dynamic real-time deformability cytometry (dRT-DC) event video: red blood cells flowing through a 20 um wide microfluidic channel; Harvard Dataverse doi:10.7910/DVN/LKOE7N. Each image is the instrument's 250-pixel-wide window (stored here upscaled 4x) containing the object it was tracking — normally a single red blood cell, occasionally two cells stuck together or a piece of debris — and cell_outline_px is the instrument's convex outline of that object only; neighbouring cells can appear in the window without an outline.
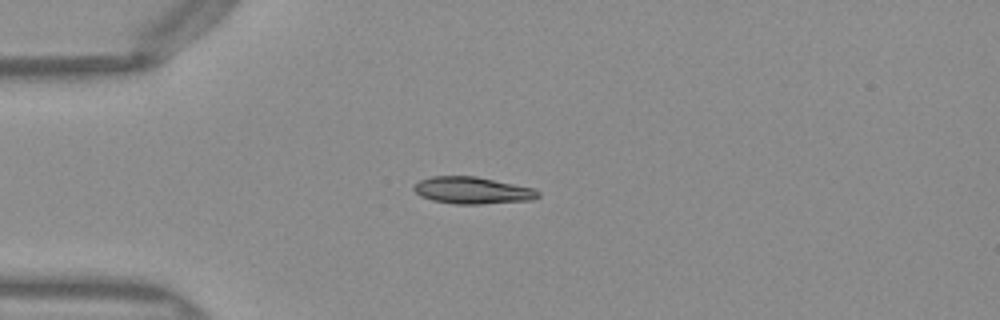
{"species": "Egyptian fruit bat (a non-hibernating species)", "species_latin": "Rousettus aegyptiacus", "temperature_condition": "warm", "stored_images_in_passage": 38, "camera_frame_rate_fps": 3000, "um_per_image_px": 0.085, "frame": {"image": 1, "passage_image": 1, "time_ms": 0.0, "image_size_px": [1000, 320], "cell_outline_px": [[540, 196], [532, 200], [480, 204], [456, 204], [432, 200], [420, 196], [412, 188], [420, 180], [432, 176], [476, 176], [532, 188], [540, 192]], "centroid_in_image_um": [40.15, 16.18], "position_along_channel_um": 44.9, "area_um2": 19.36}}
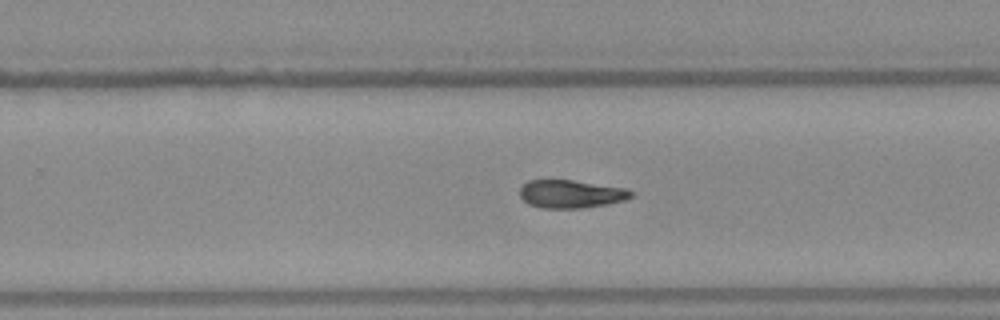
{"frame": {"image": 2, "passage_image": 20, "time_ms": 6.333, "image_size_px": [1000, 320], "cell_outline_px": [[632, 196], [624, 200], [584, 208], [540, 208], [528, 204], [520, 196], [520, 188], [528, 180], [572, 180], [624, 188], [632, 192]], "centroid_in_image_um": [48.48, 16.49], "position_along_channel_um": 281.3, "area_um2": 17.98}}
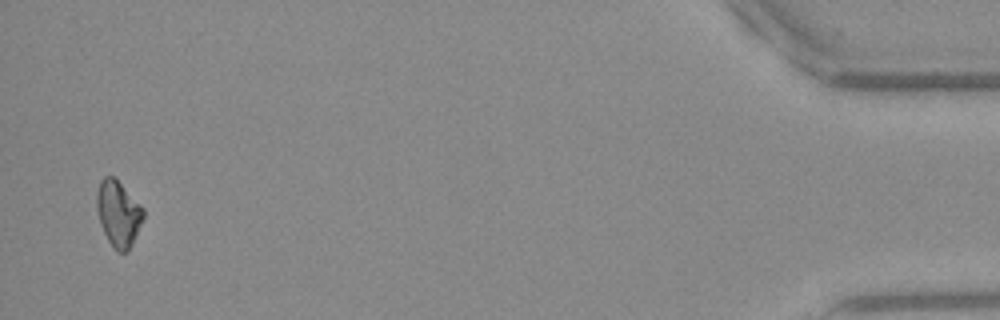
{"frame": {"image": 3, "passage_image": 37, "time_ms": 12.0, "image_size_px": [1000, 320], "cell_outline_px": [[144, 216], [132, 244], [124, 252], [116, 252], [108, 240], [100, 224], [96, 208], [96, 196], [100, 180], [104, 176], [112, 176], [144, 208]], "centroid_in_image_um": [10.04, 18.16], "position_along_channel_um": 425.2, "area_um2": 17.57}, "authors_computed_cell_mechanics": {"area_um2": 18.3226, "velocity_mm_per_s": 4.0341, "shape_relaxation_time_tau1_ms": 8.2707, "shape_relaxation_time_tau2_ms": 6.0278, "deformation_change_tau1": 0.2069, "deformation_change_tau2": 0.1094}}